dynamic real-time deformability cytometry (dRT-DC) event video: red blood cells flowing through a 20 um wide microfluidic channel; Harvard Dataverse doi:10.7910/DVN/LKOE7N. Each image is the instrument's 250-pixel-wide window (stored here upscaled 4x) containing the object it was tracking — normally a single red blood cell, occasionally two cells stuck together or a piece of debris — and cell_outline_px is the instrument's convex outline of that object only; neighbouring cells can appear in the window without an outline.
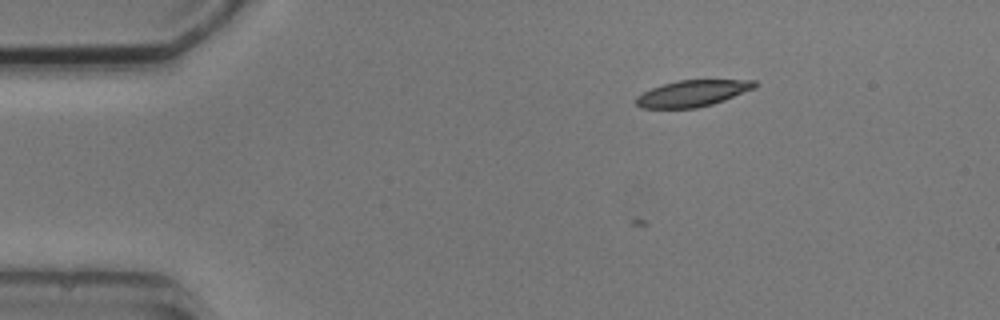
{"species": "common noctule bat (a hibernating species)", "species_latin": "Nyctalus noctula", "temperature_condition": "cold", "stored_images_in_passage": 8, "camera_frame_rate_fps": 3000, "um_per_image_px": 0.085, "animal": {"sex": "male", "body_mass_g": 20.5, "forearm_length_mm": 52.5}, "frame": {"image": 1, "passage_image": 1, "time_ms": 0.0, "image_size_px": [1000, 320], "cell_outline_px": [[760, 84], [756, 88], [724, 100], [712, 104], [696, 108], [640, 108], [636, 104], [636, 96], [652, 88], [676, 80], [756, 80]], "centroid_in_image_um": [58.9, 7.93], "position_along_channel_um": 26.1, "area_um2": 18.26}}